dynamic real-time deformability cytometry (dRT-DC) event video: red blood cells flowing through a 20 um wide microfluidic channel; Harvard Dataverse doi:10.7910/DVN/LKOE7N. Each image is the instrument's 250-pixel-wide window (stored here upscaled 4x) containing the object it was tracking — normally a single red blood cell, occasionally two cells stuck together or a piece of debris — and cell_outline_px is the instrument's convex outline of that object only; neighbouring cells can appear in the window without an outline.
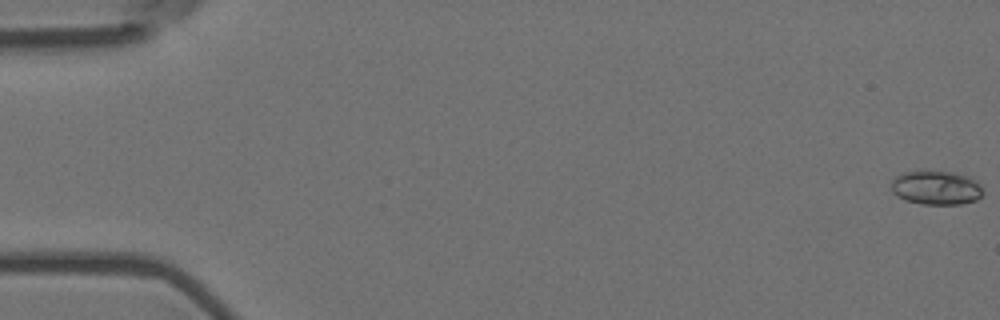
{"species": "Egyptian fruit bat (a non-hibernating species)", "species_latin": "Rousettus aegyptiacus", "temperature_condition": "room temperature", "stored_images_in_passage": 57, "camera_frame_rate_fps": 3000, "um_per_image_px": 0.085, "animal": {"sex": "female"}, "frame": {"image": 1, "passage_image": 1, "time_ms": 0.0, "image_size_px": [1000, 320], "cell_outline_px": [[984, 192], [976, 200], [960, 204], [924, 204], [904, 200], [896, 196], [892, 192], [892, 180], [896, 176], [904, 172], [924, 168], [952, 172], [972, 176], [980, 184]], "centroid_in_image_um": [79.57, 15.91], "position_along_channel_um": 5.4, "area_um2": 18.84}}
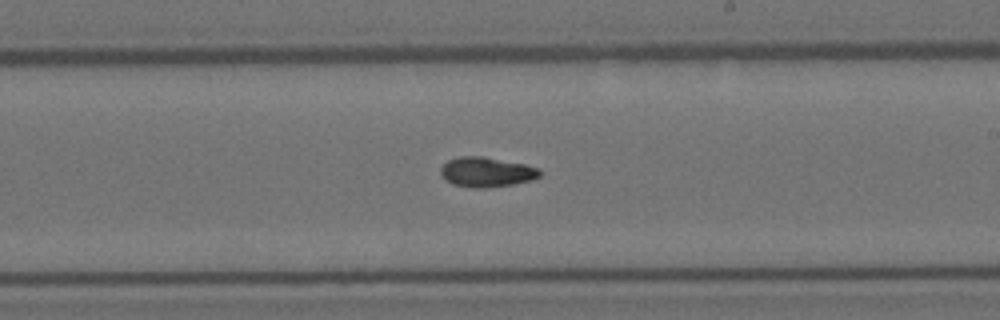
{"frame": {"image": 2, "passage_image": 34, "time_ms": 11.0, "image_size_px": [1000, 320], "cell_outline_px": [[544, 172], [540, 176], [532, 180], [512, 184], [484, 188], [472, 188], [452, 184], [444, 180], [440, 172], [440, 168], [448, 160], [460, 156], [484, 156], [524, 164], [540, 168]], "centroid_in_image_um": [41.36, 14.62], "position_along_channel_um": 247.6, "area_um2": 17.46}}
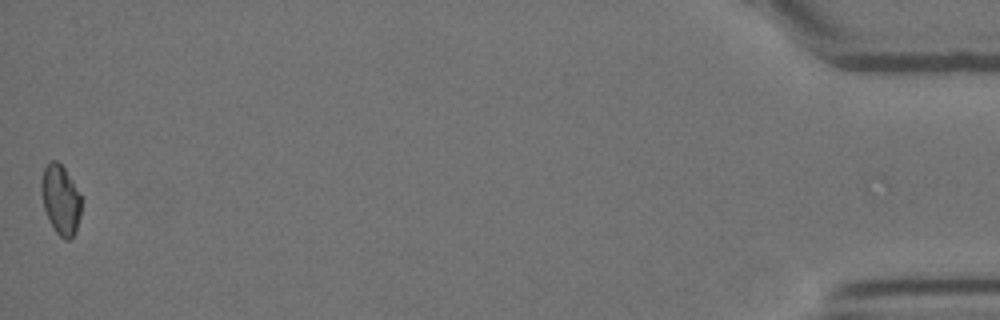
{"frame": {"image": 3, "passage_image": 57, "time_ms": 18.667, "image_size_px": [1000, 320], "cell_outline_px": [[80, 216], [76, 232], [68, 240], [64, 240], [56, 232], [44, 208], [40, 192], [40, 180], [44, 168], [52, 160], [56, 160], [64, 168], [72, 180], [80, 196]], "centroid_in_image_um": [5.13, 16.97], "position_along_channel_um": 430.1, "area_um2": 16.01}, "authors_computed_cell_mechanics": {"area_um2": 16.8776, "velocity_mm_per_s": 3.6221, "shape_relaxation_time_tau1_ms": null, "shape_relaxation_time_tau2_ms": 6.2223, "deformation_change_tau1": null, "deformation_change_tau2": 0.1018}}